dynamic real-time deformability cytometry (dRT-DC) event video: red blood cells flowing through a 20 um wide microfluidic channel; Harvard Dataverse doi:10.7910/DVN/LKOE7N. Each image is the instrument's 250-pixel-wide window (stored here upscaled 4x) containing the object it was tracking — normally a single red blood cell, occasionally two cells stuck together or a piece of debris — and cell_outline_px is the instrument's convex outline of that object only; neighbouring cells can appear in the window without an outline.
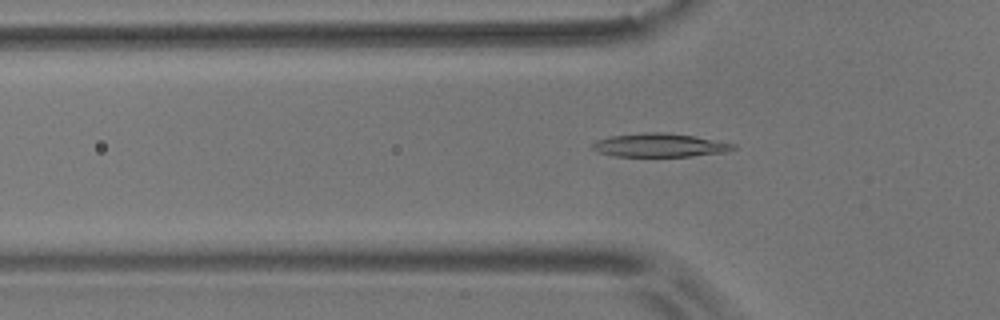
{"species": "common noctule bat (a hibernating species)", "species_latin": "Nyctalus noctula", "temperature_condition": "room temperature", "stored_images_in_passage": 26, "camera_frame_rate_fps": 3000, "um_per_image_px": 0.085, "animal": {"sex": "male", "body_mass_g": 17.9}, "frame": {"image": 1, "passage_image": 2, "time_ms": 0.333, "image_size_px": [1000, 320], "cell_outline_px": [[736, 148], [728, 152], [692, 156], [616, 156], [596, 152], [592, 148], [592, 144], [596, 140], [608, 136], [648, 132], [660, 132], [692, 136], [736, 144]], "centroid_in_image_um": [56.05, 12.35], "position_along_channel_um": 69.7, "area_um2": 19.25}}
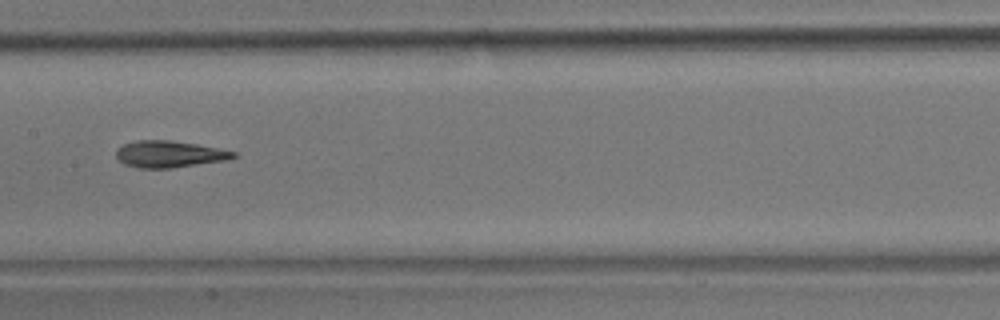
{"frame": {"image": 2, "passage_image": 12, "time_ms": 3.667, "image_size_px": [1000, 320], "cell_outline_px": [[236, 156], [228, 160], [172, 168], [136, 168], [124, 164], [116, 156], [116, 148], [124, 144], [136, 140], [172, 140], [196, 144], [236, 152]], "centroid_in_image_um": [14.36, 13.1], "position_along_channel_um": 193.0, "area_um2": 18.26}}
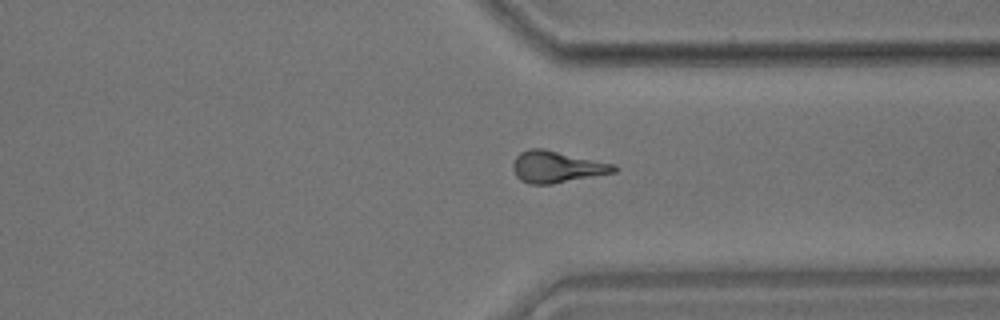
{"frame": {"image": 3, "passage_image": 26, "time_ms": 8.333, "image_size_px": [1000, 320], "cell_outline_px": [[620, 168], [616, 172], [552, 184], [528, 184], [520, 180], [516, 176], [512, 168], [512, 164], [516, 156], [520, 152], [528, 148], [544, 148], [616, 164]], "centroid_in_image_um": [47.33, 14.17], "position_along_channel_um": 364.1, "area_um2": 18.96}, "authors_computed_cell_mechanics": {"area_um2": 17.8891, "velocity_mm_per_s": 3.68, "shape_relaxation_time_tau1_ms": 9.167, "shape_relaxation_time_tau2_ms": 2.4538, "deformation_change_tau1": 0.2328, "deformation_change_tau2": 0.0988}}